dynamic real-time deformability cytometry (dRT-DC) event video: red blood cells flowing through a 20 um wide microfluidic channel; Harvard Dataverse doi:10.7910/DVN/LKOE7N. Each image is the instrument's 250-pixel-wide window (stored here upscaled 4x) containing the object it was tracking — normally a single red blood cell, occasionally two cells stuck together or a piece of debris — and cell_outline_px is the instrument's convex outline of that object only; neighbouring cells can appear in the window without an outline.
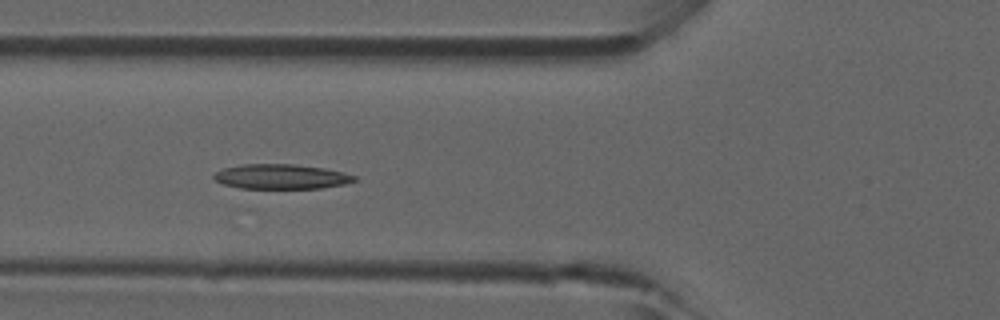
{"species": "common noctule bat (a hibernating species)", "species_latin": "Nyctalus noctula", "temperature_condition": "room temperature", "stored_images_in_passage": 5, "camera_frame_rate_fps": 3000, "um_per_image_px": 0.085, "animal": {"sex": "male", "forearm_length_mm": 52.5}, "frame": {"image": 1, "passage_image": 5, "time_ms": 1.333, "image_size_px": [1000, 320], "cell_outline_px": [[356, 180], [344, 184], [320, 188], [240, 188], [224, 184], [216, 180], [212, 176], [216, 172], [224, 168], [240, 164], [292, 164], [324, 168], [344, 172], [356, 176]], "centroid_in_image_um": [23.9, 15.0], "position_along_channel_um": 101.9, "area_um2": 20.17}}